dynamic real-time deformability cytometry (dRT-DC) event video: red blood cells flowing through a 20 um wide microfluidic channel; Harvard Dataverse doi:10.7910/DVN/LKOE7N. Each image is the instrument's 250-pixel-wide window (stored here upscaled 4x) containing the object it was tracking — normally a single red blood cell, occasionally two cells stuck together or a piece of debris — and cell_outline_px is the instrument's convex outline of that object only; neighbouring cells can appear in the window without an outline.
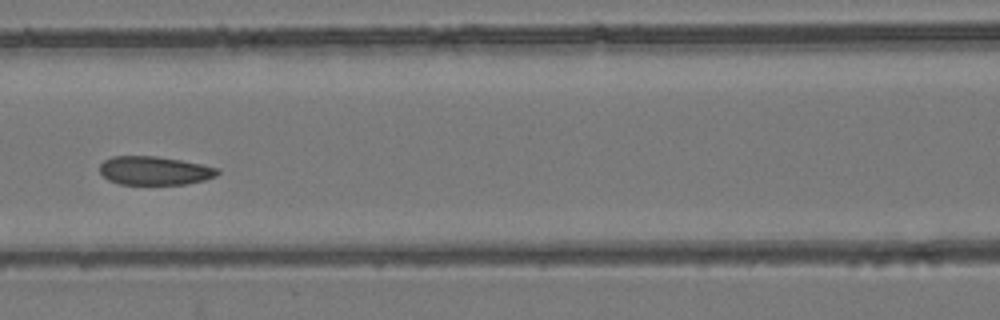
{"species": "common noctule bat (a hibernating species)", "species_latin": "Nyctalus noctula", "temperature_condition": "room temperature", "stored_images_in_passage": 7, "camera_frame_rate_fps": 3000, "um_per_image_px": 0.085, "animal": {"sex": "female", "body_mass_g": 24.6, "forearm_length_mm": 56.2}, "frame": {"image": 1, "passage_image": 6, "time_ms": 6.0, "image_size_px": [1000, 320], "cell_outline_px": [[220, 172], [216, 176], [204, 180], [184, 184], [120, 184], [108, 180], [100, 172], [100, 164], [104, 160], [112, 156], [156, 156], [180, 160], [220, 168]], "centroid_in_image_um": [13.13, 14.5], "position_along_channel_um": 153.5, "area_um2": 19.59}}
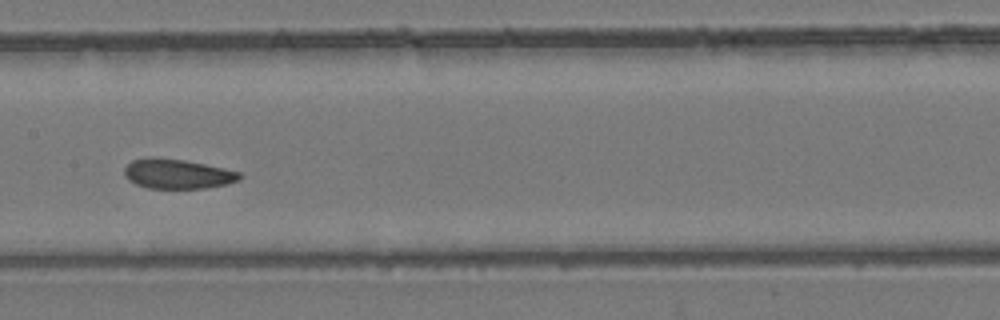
{"frame": {"image": 2, "passage_image": 7, "time_ms": 7.0, "image_size_px": [1000, 320], "cell_outline_px": [[244, 176], [240, 180], [224, 184], [204, 188], [148, 188], [136, 184], [128, 180], [124, 176], [124, 168], [132, 160], [148, 156], [152, 156], [184, 160], [224, 168], [240, 172]], "centroid_in_image_um": [15.05, 14.76], "position_along_channel_um": 192.3, "area_um2": 20.06}}